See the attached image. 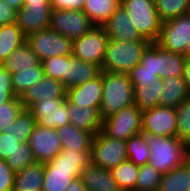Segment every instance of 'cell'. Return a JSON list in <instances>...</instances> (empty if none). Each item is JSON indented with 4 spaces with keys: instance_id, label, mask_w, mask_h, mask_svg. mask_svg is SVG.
Masks as SVG:
<instances>
[{
    "instance_id": "44dd1931",
    "label": "cell",
    "mask_w": 190,
    "mask_h": 191,
    "mask_svg": "<svg viewBox=\"0 0 190 191\" xmlns=\"http://www.w3.org/2000/svg\"><path fill=\"white\" fill-rule=\"evenodd\" d=\"M67 112L70 124L77 128L91 132L94 135L102 130L103 119L97 108L80 107L67 99Z\"/></svg>"
},
{
    "instance_id": "681fc988",
    "label": "cell",
    "mask_w": 190,
    "mask_h": 191,
    "mask_svg": "<svg viewBox=\"0 0 190 191\" xmlns=\"http://www.w3.org/2000/svg\"><path fill=\"white\" fill-rule=\"evenodd\" d=\"M15 96L13 90H0V103L12 100Z\"/></svg>"
},
{
    "instance_id": "ffe728a7",
    "label": "cell",
    "mask_w": 190,
    "mask_h": 191,
    "mask_svg": "<svg viewBox=\"0 0 190 191\" xmlns=\"http://www.w3.org/2000/svg\"><path fill=\"white\" fill-rule=\"evenodd\" d=\"M110 40L118 41H138L144 39L138 30L133 26L128 12L121 7L116 9L114 14L108 19L103 26Z\"/></svg>"
},
{
    "instance_id": "7a4b0ae2",
    "label": "cell",
    "mask_w": 190,
    "mask_h": 191,
    "mask_svg": "<svg viewBox=\"0 0 190 191\" xmlns=\"http://www.w3.org/2000/svg\"><path fill=\"white\" fill-rule=\"evenodd\" d=\"M150 149L148 164L162 174L190 159V146L176 137L147 135Z\"/></svg>"
},
{
    "instance_id": "f6af8a7d",
    "label": "cell",
    "mask_w": 190,
    "mask_h": 191,
    "mask_svg": "<svg viewBox=\"0 0 190 191\" xmlns=\"http://www.w3.org/2000/svg\"><path fill=\"white\" fill-rule=\"evenodd\" d=\"M17 11L0 0V26L16 22Z\"/></svg>"
},
{
    "instance_id": "c3c4849f",
    "label": "cell",
    "mask_w": 190,
    "mask_h": 191,
    "mask_svg": "<svg viewBox=\"0 0 190 191\" xmlns=\"http://www.w3.org/2000/svg\"><path fill=\"white\" fill-rule=\"evenodd\" d=\"M183 78L186 82L187 89L190 93V59H186Z\"/></svg>"
},
{
    "instance_id": "7402d4cb",
    "label": "cell",
    "mask_w": 190,
    "mask_h": 191,
    "mask_svg": "<svg viewBox=\"0 0 190 191\" xmlns=\"http://www.w3.org/2000/svg\"><path fill=\"white\" fill-rule=\"evenodd\" d=\"M80 177L87 191H122L110 170L92 163L83 169Z\"/></svg>"
},
{
    "instance_id": "7dc6e473",
    "label": "cell",
    "mask_w": 190,
    "mask_h": 191,
    "mask_svg": "<svg viewBox=\"0 0 190 191\" xmlns=\"http://www.w3.org/2000/svg\"><path fill=\"white\" fill-rule=\"evenodd\" d=\"M64 191H87L81 177L73 179Z\"/></svg>"
},
{
    "instance_id": "f1b7e54d",
    "label": "cell",
    "mask_w": 190,
    "mask_h": 191,
    "mask_svg": "<svg viewBox=\"0 0 190 191\" xmlns=\"http://www.w3.org/2000/svg\"><path fill=\"white\" fill-rule=\"evenodd\" d=\"M25 41L26 36L16 22L0 26V64Z\"/></svg>"
},
{
    "instance_id": "6da1fadb",
    "label": "cell",
    "mask_w": 190,
    "mask_h": 191,
    "mask_svg": "<svg viewBox=\"0 0 190 191\" xmlns=\"http://www.w3.org/2000/svg\"><path fill=\"white\" fill-rule=\"evenodd\" d=\"M90 163L91 151L62 149L53 160L44 163L42 191H64Z\"/></svg>"
},
{
    "instance_id": "5b68a950",
    "label": "cell",
    "mask_w": 190,
    "mask_h": 191,
    "mask_svg": "<svg viewBox=\"0 0 190 191\" xmlns=\"http://www.w3.org/2000/svg\"><path fill=\"white\" fill-rule=\"evenodd\" d=\"M185 62L183 54L167 51L154 42L143 51L138 65L143 70L157 73L164 80L171 76H183Z\"/></svg>"
},
{
    "instance_id": "3957f363",
    "label": "cell",
    "mask_w": 190,
    "mask_h": 191,
    "mask_svg": "<svg viewBox=\"0 0 190 191\" xmlns=\"http://www.w3.org/2000/svg\"><path fill=\"white\" fill-rule=\"evenodd\" d=\"M134 87L129 74L102 71V119L134 104Z\"/></svg>"
},
{
    "instance_id": "ab89813d",
    "label": "cell",
    "mask_w": 190,
    "mask_h": 191,
    "mask_svg": "<svg viewBox=\"0 0 190 191\" xmlns=\"http://www.w3.org/2000/svg\"><path fill=\"white\" fill-rule=\"evenodd\" d=\"M45 76L61 81L64 68V56H53L41 61Z\"/></svg>"
},
{
    "instance_id": "e575fe53",
    "label": "cell",
    "mask_w": 190,
    "mask_h": 191,
    "mask_svg": "<svg viewBox=\"0 0 190 191\" xmlns=\"http://www.w3.org/2000/svg\"><path fill=\"white\" fill-rule=\"evenodd\" d=\"M159 19L166 20L190 13V0H155Z\"/></svg>"
},
{
    "instance_id": "8d00e7d4",
    "label": "cell",
    "mask_w": 190,
    "mask_h": 191,
    "mask_svg": "<svg viewBox=\"0 0 190 191\" xmlns=\"http://www.w3.org/2000/svg\"><path fill=\"white\" fill-rule=\"evenodd\" d=\"M5 161L14 173L36 162L28 141L20 142L17 148L5 159Z\"/></svg>"
},
{
    "instance_id": "d6986e66",
    "label": "cell",
    "mask_w": 190,
    "mask_h": 191,
    "mask_svg": "<svg viewBox=\"0 0 190 191\" xmlns=\"http://www.w3.org/2000/svg\"><path fill=\"white\" fill-rule=\"evenodd\" d=\"M66 97L71 103L80 107L97 108L100 110L102 101V71L96 78L67 89Z\"/></svg>"
},
{
    "instance_id": "d4e9b609",
    "label": "cell",
    "mask_w": 190,
    "mask_h": 191,
    "mask_svg": "<svg viewBox=\"0 0 190 191\" xmlns=\"http://www.w3.org/2000/svg\"><path fill=\"white\" fill-rule=\"evenodd\" d=\"M44 163L35 162L15 173L14 191H42Z\"/></svg>"
},
{
    "instance_id": "5bb4252c",
    "label": "cell",
    "mask_w": 190,
    "mask_h": 191,
    "mask_svg": "<svg viewBox=\"0 0 190 191\" xmlns=\"http://www.w3.org/2000/svg\"><path fill=\"white\" fill-rule=\"evenodd\" d=\"M36 124L47 128H59L70 123L67 98H52L34 103L29 109Z\"/></svg>"
},
{
    "instance_id": "8fae6325",
    "label": "cell",
    "mask_w": 190,
    "mask_h": 191,
    "mask_svg": "<svg viewBox=\"0 0 190 191\" xmlns=\"http://www.w3.org/2000/svg\"><path fill=\"white\" fill-rule=\"evenodd\" d=\"M190 40V13L162 22L158 40L161 48L174 53L184 54Z\"/></svg>"
},
{
    "instance_id": "cb8c5ba5",
    "label": "cell",
    "mask_w": 190,
    "mask_h": 191,
    "mask_svg": "<svg viewBox=\"0 0 190 191\" xmlns=\"http://www.w3.org/2000/svg\"><path fill=\"white\" fill-rule=\"evenodd\" d=\"M159 92V105L173 108L190 96L183 76H171L164 79Z\"/></svg>"
},
{
    "instance_id": "816d5d0a",
    "label": "cell",
    "mask_w": 190,
    "mask_h": 191,
    "mask_svg": "<svg viewBox=\"0 0 190 191\" xmlns=\"http://www.w3.org/2000/svg\"><path fill=\"white\" fill-rule=\"evenodd\" d=\"M36 3L50 4V0H24L23 4H36Z\"/></svg>"
},
{
    "instance_id": "f546056e",
    "label": "cell",
    "mask_w": 190,
    "mask_h": 191,
    "mask_svg": "<svg viewBox=\"0 0 190 191\" xmlns=\"http://www.w3.org/2000/svg\"><path fill=\"white\" fill-rule=\"evenodd\" d=\"M163 80L158 79L155 83L138 84L134 87V104L142 111L159 106V91Z\"/></svg>"
},
{
    "instance_id": "7bdbcfd3",
    "label": "cell",
    "mask_w": 190,
    "mask_h": 191,
    "mask_svg": "<svg viewBox=\"0 0 190 191\" xmlns=\"http://www.w3.org/2000/svg\"><path fill=\"white\" fill-rule=\"evenodd\" d=\"M19 141L9 132H0V159L5 160L19 145Z\"/></svg>"
},
{
    "instance_id": "9a60e30c",
    "label": "cell",
    "mask_w": 190,
    "mask_h": 191,
    "mask_svg": "<svg viewBox=\"0 0 190 191\" xmlns=\"http://www.w3.org/2000/svg\"><path fill=\"white\" fill-rule=\"evenodd\" d=\"M28 143L36 162L47 163L53 160L61 151L62 144L56 129L35 125Z\"/></svg>"
},
{
    "instance_id": "d590c367",
    "label": "cell",
    "mask_w": 190,
    "mask_h": 191,
    "mask_svg": "<svg viewBox=\"0 0 190 191\" xmlns=\"http://www.w3.org/2000/svg\"><path fill=\"white\" fill-rule=\"evenodd\" d=\"M162 175L149 164L139 166L135 191H158Z\"/></svg>"
},
{
    "instance_id": "4fadbf2b",
    "label": "cell",
    "mask_w": 190,
    "mask_h": 191,
    "mask_svg": "<svg viewBox=\"0 0 190 191\" xmlns=\"http://www.w3.org/2000/svg\"><path fill=\"white\" fill-rule=\"evenodd\" d=\"M142 133L176 137V110L173 107L157 106L142 111Z\"/></svg>"
},
{
    "instance_id": "d6a6232c",
    "label": "cell",
    "mask_w": 190,
    "mask_h": 191,
    "mask_svg": "<svg viewBox=\"0 0 190 191\" xmlns=\"http://www.w3.org/2000/svg\"><path fill=\"white\" fill-rule=\"evenodd\" d=\"M122 191H135L139 166L126 160L110 170Z\"/></svg>"
},
{
    "instance_id": "e0dca14e",
    "label": "cell",
    "mask_w": 190,
    "mask_h": 191,
    "mask_svg": "<svg viewBox=\"0 0 190 191\" xmlns=\"http://www.w3.org/2000/svg\"><path fill=\"white\" fill-rule=\"evenodd\" d=\"M100 72V67L94 63L82 61L73 55H65L61 82L67 90L96 78Z\"/></svg>"
},
{
    "instance_id": "f35d334b",
    "label": "cell",
    "mask_w": 190,
    "mask_h": 191,
    "mask_svg": "<svg viewBox=\"0 0 190 191\" xmlns=\"http://www.w3.org/2000/svg\"><path fill=\"white\" fill-rule=\"evenodd\" d=\"M24 109L19 97L5 103H0V132L4 127L14 122L19 113Z\"/></svg>"
},
{
    "instance_id": "4dcf8cb0",
    "label": "cell",
    "mask_w": 190,
    "mask_h": 191,
    "mask_svg": "<svg viewBox=\"0 0 190 191\" xmlns=\"http://www.w3.org/2000/svg\"><path fill=\"white\" fill-rule=\"evenodd\" d=\"M36 125V120L28 109H23L15 121L4 127L1 132L13 135L19 142H27Z\"/></svg>"
},
{
    "instance_id": "ee69618b",
    "label": "cell",
    "mask_w": 190,
    "mask_h": 191,
    "mask_svg": "<svg viewBox=\"0 0 190 191\" xmlns=\"http://www.w3.org/2000/svg\"><path fill=\"white\" fill-rule=\"evenodd\" d=\"M85 0H50L51 9L83 10Z\"/></svg>"
},
{
    "instance_id": "1f68e13d",
    "label": "cell",
    "mask_w": 190,
    "mask_h": 191,
    "mask_svg": "<svg viewBox=\"0 0 190 191\" xmlns=\"http://www.w3.org/2000/svg\"><path fill=\"white\" fill-rule=\"evenodd\" d=\"M128 159L137 166L148 164L150 149L147 142V134L140 133L126 140Z\"/></svg>"
},
{
    "instance_id": "9c48e42d",
    "label": "cell",
    "mask_w": 190,
    "mask_h": 191,
    "mask_svg": "<svg viewBox=\"0 0 190 191\" xmlns=\"http://www.w3.org/2000/svg\"><path fill=\"white\" fill-rule=\"evenodd\" d=\"M26 42L40 61L53 56L72 55L73 40L50 27L30 34L26 37Z\"/></svg>"
},
{
    "instance_id": "277c9868",
    "label": "cell",
    "mask_w": 190,
    "mask_h": 191,
    "mask_svg": "<svg viewBox=\"0 0 190 191\" xmlns=\"http://www.w3.org/2000/svg\"><path fill=\"white\" fill-rule=\"evenodd\" d=\"M150 44L148 40H108L101 71L128 74L141 61L142 53Z\"/></svg>"
},
{
    "instance_id": "484cf974",
    "label": "cell",
    "mask_w": 190,
    "mask_h": 191,
    "mask_svg": "<svg viewBox=\"0 0 190 191\" xmlns=\"http://www.w3.org/2000/svg\"><path fill=\"white\" fill-rule=\"evenodd\" d=\"M40 64L41 61L26 41L15 49L2 63L10 73L30 70L31 68L38 67Z\"/></svg>"
},
{
    "instance_id": "ac0fdd59",
    "label": "cell",
    "mask_w": 190,
    "mask_h": 191,
    "mask_svg": "<svg viewBox=\"0 0 190 191\" xmlns=\"http://www.w3.org/2000/svg\"><path fill=\"white\" fill-rule=\"evenodd\" d=\"M67 90L59 80L43 76L37 84L28 88L20 97L24 109H29L34 103L43 99L67 98Z\"/></svg>"
},
{
    "instance_id": "52a82bcc",
    "label": "cell",
    "mask_w": 190,
    "mask_h": 191,
    "mask_svg": "<svg viewBox=\"0 0 190 191\" xmlns=\"http://www.w3.org/2000/svg\"><path fill=\"white\" fill-rule=\"evenodd\" d=\"M128 160L126 141L96 133L92 140L91 163L95 166L111 170Z\"/></svg>"
},
{
    "instance_id": "603a6c76",
    "label": "cell",
    "mask_w": 190,
    "mask_h": 191,
    "mask_svg": "<svg viewBox=\"0 0 190 191\" xmlns=\"http://www.w3.org/2000/svg\"><path fill=\"white\" fill-rule=\"evenodd\" d=\"M62 149L73 151H91L94 134L77 128L72 124L56 128Z\"/></svg>"
},
{
    "instance_id": "836d02e7",
    "label": "cell",
    "mask_w": 190,
    "mask_h": 191,
    "mask_svg": "<svg viewBox=\"0 0 190 191\" xmlns=\"http://www.w3.org/2000/svg\"><path fill=\"white\" fill-rule=\"evenodd\" d=\"M44 72L42 64L30 70H21L16 73H11L13 91L16 97H21L22 94L34 84H37L43 78Z\"/></svg>"
},
{
    "instance_id": "f5cc1de1",
    "label": "cell",
    "mask_w": 190,
    "mask_h": 191,
    "mask_svg": "<svg viewBox=\"0 0 190 191\" xmlns=\"http://www.w3.org/2000/svg\"><path fill=\"white\" fill-rule=\"evenodd\" d=\"M183 55L185 56L186 59H190V40L187 44V47H186Z\"/></svg>"
},
{
    "instance_id": "7c38bea8",
    "label": "cell",
    "mask_w": 190,
    "mask_h": 191,
    "mask_svg": "<svg viewBox=\"0 0 190 191\" xmlns=\"http://www.w3.org/2000/svg\"><path fill=\"white\" fill-rule=\"evenodd\" d=\"M94 25L82 10H51L50 28L72 40L90 31Z\"/></svg>"
},
{
    "instance_id": "30bf717a",
    "label": "cell",
    "mask_w": 190,
    "mask_h": 191,
    "mask_svg": "<svg viewBox=\"0 0 190 191\" xmlns=\"http://www.w3.org/2000/svg\"><path fill=\"white\" fill-rule=\"evenodd\" d=\"M108 40L105 28L94 26L86 34L73 40L72 55L101 68Z\"/></svg>"
},
{
    "instance_id": "2e32d148",
    "label": "cell",
    "mask_w": 190,
    "mask_h": 191,
    "mask_svg": "<svg viewBox=\"0 0 190 191\" xmlns=\"http://www.w3.org/2000/svg\"><path fill=\"white\" fill-rule=\"evenodd\" d=\"M51 10L50 4H23L17 11L16 23L27 37L50 27Z\"/></svg>"
},
{
    "instance_id": "8992f818",
    "label": "cell",
    "mask_w": 190,
    "mask_h": 191,
    "mask_svg": "<svg viewBox=\"0 0 190 191\" xmlns=\"http://www.w3.org/2000/svg\"><path fill=\"white\" fill-rule=\"evenodd\" d=\"M120 5L144 39L150 43L158 40L162 21L157 14L155 0H121Z\"/></svg>"
},
{
    "instance_id": "bcb514c9",
    "label": "cell",
    "mask_w": 190,
    "mask_h": 191,
    "mask_svg": "<svg viewBox=\"0 0 190 191\" xmlns=\"http://www.w3.org/2000/svg\"><path fill=\"white\" fill-rule=\"evenodd\" d=\"M0 90H13L11 73L0 64Z\"/></svg>"
},
{
    "instance_id": "b9f144b4",
    "label": "cell",
    "mask_w": 190,
    "mask_h": 191,
    "mask_svg": "<svg viewBox=\"0 0 190 191\" xmlns=\"http://www.w3.org/2000/svg\"><path fill=\"white\" fill-rule=\"evenodd\" d=\"M15 173L0 159V191H14Z\"/></svg>"
},
{
    "instance_id": "f907efd6",
    "label": "cell",
    "mask_w": 190,
    "mask_h": 191,
    "mask_svg": "<svg viewBox=\"0 0 190 191\" xmlns=\"http://www.w3.org/2000/svg\"><path fill=\"white\" fill-rule=\"evenodd\" d=\"M6 4L18 11L22 8L24 0H3Z\"/></svg>"
},
{
    "instance_id": "ba28073f",
    "label": "cell",
    "mask_w": 190,
    "mask_h": 191,
    "mask_svg": "<svg viewBox=\"0 0 190 191\" xmlns=\"http://www.w3.org/2000/svg\"><path fill=\"white\" fill-rule=\"evenodd\" d=\"M141 122L142 110L132 104L103 119L101 131L107 136L126 141L142 133Z\"/></svg>"
},
{
    "instance_id": "4316f807",
    "label": "cell",
    "mask_w": 190,
    "mask_h": 191,
    "mask_svg": "<svg viewBox=\"0 0 190 191\" xmlns=\"http://www.w3.org/2000/svg\"><path fill=\"white\" fill-rule=\"evenodd\" d=\"M120 4L121 0H85L82 11L94 26L103 27Z\"/></svg>"
},
{
    "instance_id": "83f0119b",
    "label": "cell",
    "mask_w": 190,
    "mask_h": 191,
    "mask_svg": "<svg viewBox=\"0 0 190 191\" xmlns=\"http://www.w3.org/2000/svg\"><path fill=\"white\" fill-rule=\"evenodd\" d=\"M158 191H190V159L163 174Z\"/></svg>"
},
{
    "instance_id": "74e56055",
    "label": "cell",
    "mask_w": 190,
    "mask_h": 191,
    "mask_svg": "<svg viewBox=\"0 0 190 191\" xmlns=\"http://www.w3.org/2000/svg\"><path fill=\"white\" fill-rule=\"evenodd\" d=\"M176 136L190 146V96L176 108Z\"/></svg>"
},
{
    "instance_id": "60d3db41",
    "label": "cell",
    "mask_w": 190,
    "mask_h": 191,
    "mask_svg": "<svg viewBox=\"0 0 190 191\" xmlns=\"http://www.w3.org/2000/svg\"><path fill=\"white\" fill-rule=\"evenodd\" d=\"M128 74L133 86H137L138 84L155 83L159 79L157 73L143 70L139 65H136Z\"/></svg>"
}]
</instances>
